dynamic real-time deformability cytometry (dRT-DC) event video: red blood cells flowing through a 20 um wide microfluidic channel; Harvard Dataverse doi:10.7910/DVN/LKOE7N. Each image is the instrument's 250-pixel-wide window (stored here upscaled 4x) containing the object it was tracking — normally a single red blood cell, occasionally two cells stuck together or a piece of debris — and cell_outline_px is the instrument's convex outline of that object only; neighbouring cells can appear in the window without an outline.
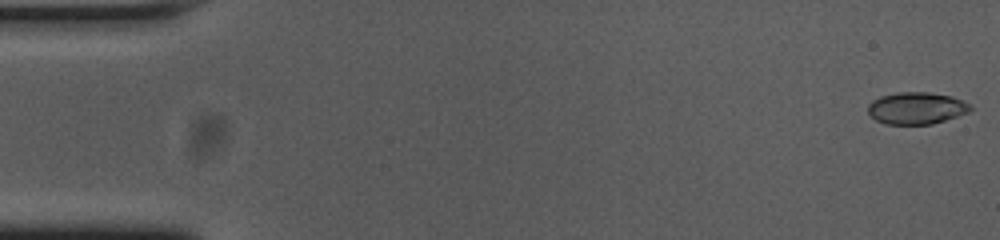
{"species": "common noctule bat (a hibernating species)", "species_latin": "Nyctalus noctula", "temperature_condition": "cold", "stored_images_in_passage": 55, "segment_of_instrument_passage": [1, 2], "camera_frame_rate_fps": 3000, "um_per_image_px": 0.085, "animal": {"sex": "female", "body_mass_g": 23.0, "forearm_length_mm": 53.4}, "frame": {"image": 1, "passage_image": 1, "time_ms": 0.0, "image_size_px": [1000, 240], "cell_outline_px": [[972, 108], [968, 112], [932, 124], [884, 124], [876, 120], [868, 112], [868, 104], [872, 100], [880, 96], [900, 92], [928, 92], [952, 96], [968, 104]], "centroid_in_image_um": [77.86, 9.19], "position_along_channel_um": 7.1, "area_um2": 18.9}}
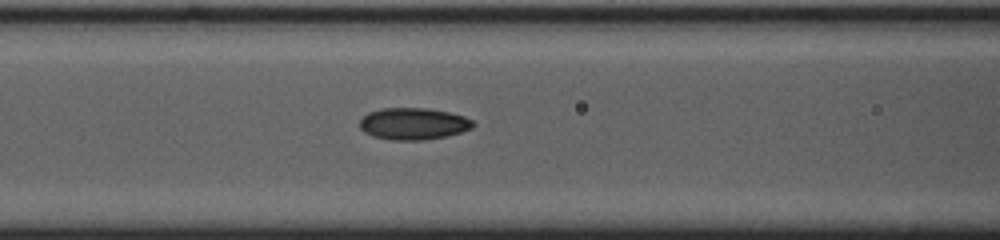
{"frame": {"image": 2, "passage_image": 22, "time_ms": 7.0, "image_size_px": [1000, 240], "cell_outline_px": [[476, 124], [472, 128], [460, 132], [444, 136], [424, 140], [392, 140], [372, 136], [364, 132], [360, 128], [360, 120], [368, 112], [380, 108], [428, 108], [448, 112], [464, 116], [472, 120]], "centroid_in_image_um": [35.12, 10.51], "position_along_channel_um": 131.5, "area_um2": 21.04}}
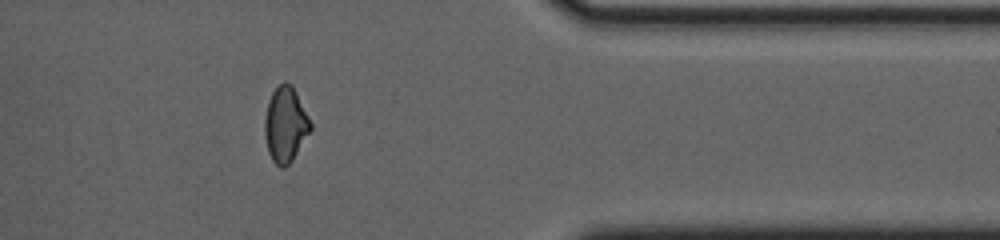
{"frame": {"image": 3, "passage_image": 44, "time_ms": 14.333, "image_size_px": [1000, 240], "cell_outline_px": [[312, 128], [292, 160], [284, 168], [280, 168], [272, 160], [268, 152], [264, 136], [264, 120], [268, 100], [272, 92], [284, 80], [292, 84], [312, 124]], "centroid_in_image_um": [24.24, 10.58], "position_along_channel_um": 387.2, "area_um2": 20.11}}